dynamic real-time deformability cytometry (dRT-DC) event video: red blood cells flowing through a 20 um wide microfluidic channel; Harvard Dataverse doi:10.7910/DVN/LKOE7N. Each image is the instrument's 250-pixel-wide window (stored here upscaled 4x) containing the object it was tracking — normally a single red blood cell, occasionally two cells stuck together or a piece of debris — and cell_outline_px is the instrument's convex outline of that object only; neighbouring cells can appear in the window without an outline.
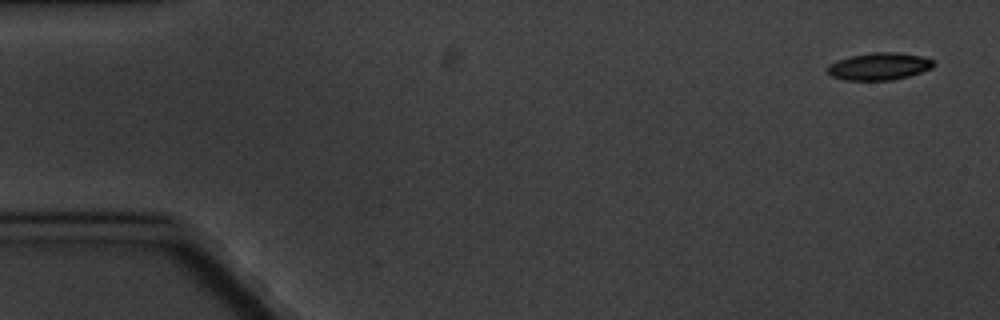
{"species": "common noctule bat (a hibernating species)", "species_latin": "Nyctalus noctula", "temperature_condition": "cold", "stored_images_in_passage": 4, "camera_frame_rate_fps": 3000, "um_per_image_px": 0.085, "animal": {"sex": "male", "body_mass_g": 20.1, "forearm_length_mm": 53.5}, "frame": {"image": 1, "passage_image": 1, "time_ms": 0.0, "image_size_px": [1000, 320], "cell_outline_px": [[936, 64], [932, 68], [908, 76], [892, 80], [844, 80], [832, 76], [824, 68], [828, 64], [836, 60], [852, 56], [872, 52], [896, 52], [920, 56], [932, 60]], "centroid_in_image_um": [74.68, 5.64], "position_along_channel_um": 10.3, "area_um2": 16.88}}